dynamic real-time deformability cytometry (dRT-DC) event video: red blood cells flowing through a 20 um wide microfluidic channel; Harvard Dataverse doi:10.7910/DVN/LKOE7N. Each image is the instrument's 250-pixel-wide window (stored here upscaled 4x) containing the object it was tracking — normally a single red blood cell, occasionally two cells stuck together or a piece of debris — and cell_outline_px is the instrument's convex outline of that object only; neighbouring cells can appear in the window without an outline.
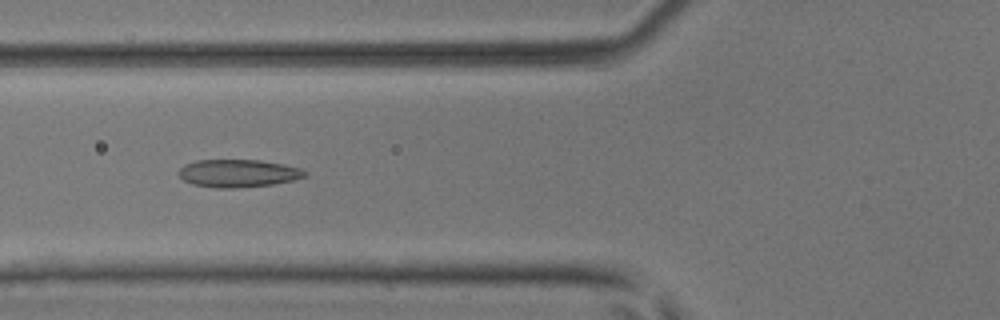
{"species": "common noctule bat (a hibernating species)", "species_latin": "Nyctalus noctula", "temperature_condition": "room temperature", "stored_images_in_passage": 50, "camera_frame_rate_fps": 3000, "um_per_image_px": 0.085, "animal": {"sex": "male", "body_mass_g": 17.9, "forearm_length_mm": 54.2}, "frame": {"image": 1, "passage_image": 20, "time_ms": 6.333, "image_size_px": [1000, 320], "cell_outline_px": [[308, 176], [296, 180], [272, 184], [232, 188], [212, 188], [192, 184], [184, 180], [180, 176], [180, 168], [184, 164], [196, 160], [260, 160], [284, 164], [300, 168], [308, 172]], "centroid_in_image_um": [20.28, 14.73], "position_along_channel_um": 105.5, "area_um2": 20.52}}
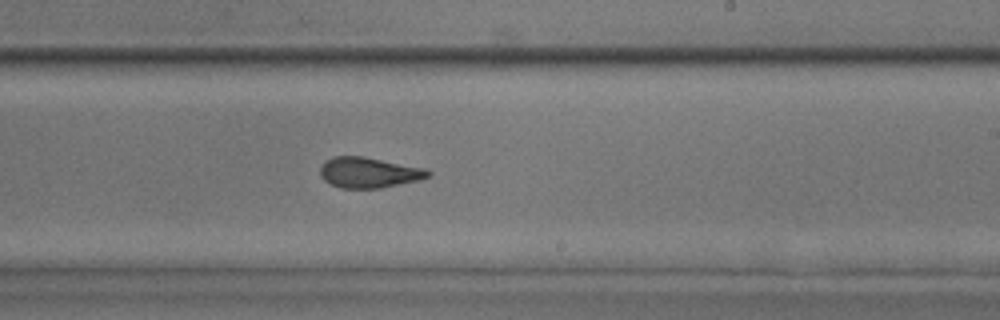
{"frame": {"image": 2, "passage_image": 31, "time_ms": 10.0, "image_size_px": [1000, 320], "cell_outline_px": [[432, 176], [420, 180], [380, 188], [340, 188], [324, 180], [320, 176], [320, 164], [324, 160], [332, 156], [364, 156], [428, 168], [432, 172]], "centroid_in_image_um": [31.38, 14.65], "position_along_channel_um": 257.6, "area_um2": 19.65}}
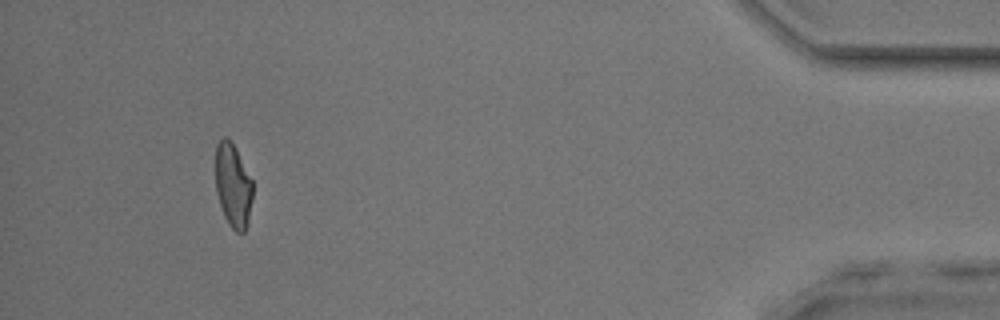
{"frame": {"image": 3, "passage_image": 47, "time_ms": 15.333, "image_size_px": [1000, 320], "cell_outline_px": [[252, 200], [248, 220], [244, 232], [236, 232], [228, 224], [224, 216], [216, 192], [216, 144], [224, 136], [236, 148], [252, 180]], "centroid_in_image_um": [19.8, 15.78], "position_along_channel_um": 415.4, "area_um2": 17.98}, "authors_computed_cell_mechanics": {"area_um2": 19.7387, "velocity_mm_per_s": 4.1627, "shape_relaxation_time_tau1_ms": 4.9621, "shape_relaxation_time_tau2_ms": 1.786, "deformation_change_tau1": 0.1419, "deformation_change_tau2": 0.0917}}